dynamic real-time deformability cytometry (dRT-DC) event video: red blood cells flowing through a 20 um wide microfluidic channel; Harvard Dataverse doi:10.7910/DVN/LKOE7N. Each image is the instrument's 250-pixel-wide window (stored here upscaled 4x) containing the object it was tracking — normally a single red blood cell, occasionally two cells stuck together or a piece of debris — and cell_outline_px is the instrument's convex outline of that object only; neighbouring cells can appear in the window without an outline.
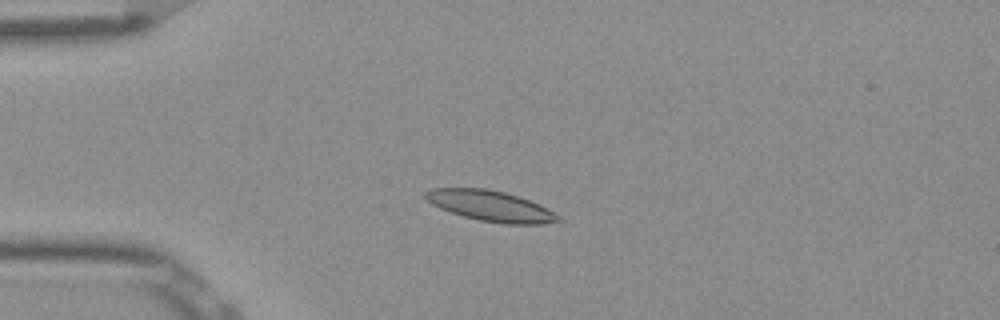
{"species": "Egyptian fruit bat (a non-hibernating species)", "species_latin": "Rousettus aegyptiacus", "temperature_condition": "room temperature", "stored_images_in_passage": 53, "camera_frame_rate_fps": 3000, "um_per_image_px": 0.085, "frame": {"image": 1, "passage_image": 14, "time_ms": 4.333, "image_size_px": [1000, 320], "cell_outline_px": [[564, 220], [540, 224], [504, 224], [480, 220], [464, 216], [440, 208], [432, 204], [424, 196], [424, 192], [432, 188], [484, 188], [504, 192], [520, 196], [540, 204], [560, 216]], "centroid_in_image_um": [41.73, 17.5], "position_along_channel_um": 43.3, "area_um2": 23.64}}
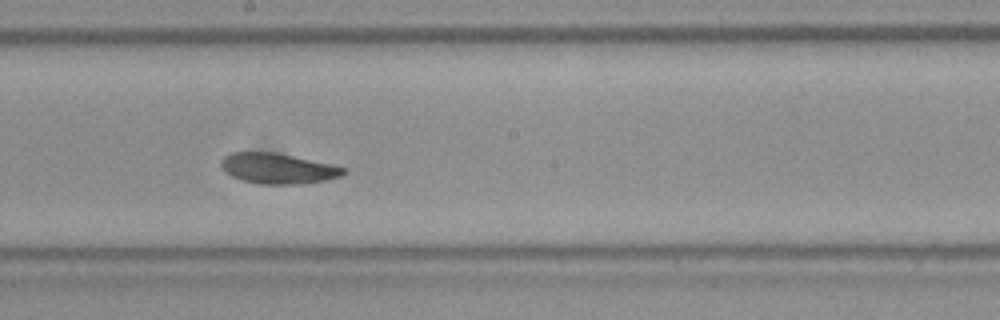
{"frame": {"image": 2, "passage_image": 30, "time_ms": 9.667, "image_size_px": [1000, 320], "cell_outline_px": [[348, 172], [340, 176], [324, 180], [304, 184], [260, 184], [240, 180], [224, 172], [220, 164], [220, 160], [224, 156], [232, 152], [276, 152], [332, 164], [348, 168]], "centroid_in_image_um": [23.62, 14.32], "position_along_channel_um": 224.6, "area_um2": 22.02}}
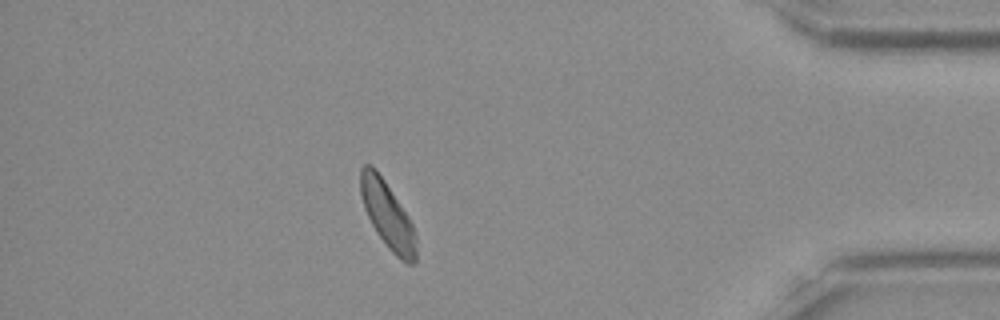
{"frame": {"image": 3, "passage_image": 47, "time_ms": 15.333, "image_size_px": [1000, 320], "cell_outline_px": [[416, 264], [408, 264], [400, 260], [388, 248], [376, 232], [364, 208], [360, 192], [360, 168], [364, 164], [372, 164], [376, 168], [408, 216], [412, 224], [416, 236]], "centroid_in_image_um": [32.93, 18.29], "position_along_channel_um": 402.3, "area_um2": 21.62}, "authors_computed_cell_mechanics": {"area_um2": 22.1952, "velocity_mm_per_s": 3.8562, "shape_relaxation_time_tau1_ms": 5.5595, "shape_relaxation_time_tau2_ms": null, "deformation_change_tau1": 0.1257, "deformation_change_tau2": null}}